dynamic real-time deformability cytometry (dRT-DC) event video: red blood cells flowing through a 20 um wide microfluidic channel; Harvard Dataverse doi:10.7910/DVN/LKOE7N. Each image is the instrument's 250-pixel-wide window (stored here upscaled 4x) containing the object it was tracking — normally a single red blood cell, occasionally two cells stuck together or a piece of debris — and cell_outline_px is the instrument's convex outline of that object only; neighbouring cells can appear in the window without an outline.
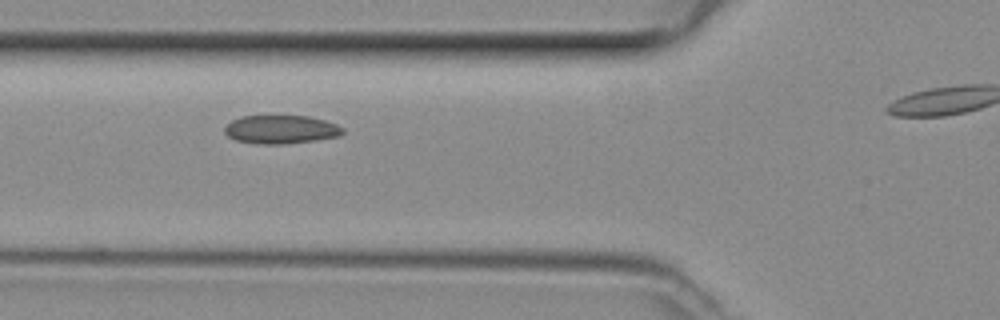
{"species": "common noctule bat (a hibernating species)", "species_latin": "Nyctalus noctula", "temperature_condition": "room temperature", "stored_images_in_passage": 26, "camera_frame_rate_fps": 3000, "um_per_image_px": 0.085, "animal": {"sex": "female", "body_mass_g": 29.2, "forearm_length_mm": 56.3}, "frame": {"image": 1, "passage_image": 4, "time_ms": 1.0, "image_size_px": [1000, 320], "cell_outline_px": [[344, 132], [340, 136], [316, 140], [284, 144], [260, 144], [236, 140], [228, 136], [224, 132], [224, 128], [232, 120], [240, 116], [308, 116], [324, 120], [336, 124], [344, 128]], "centroid_in_image_um": [23.89, 11.0], "position_along_channel_um": 101.9, "area_um2": 19.59}}
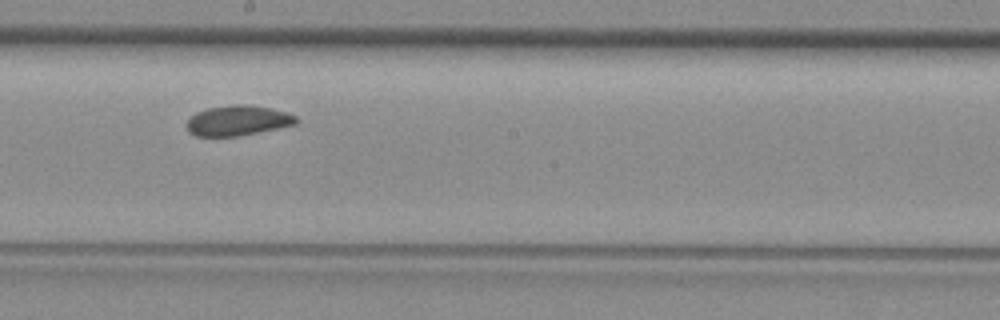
{"frame": {"image": 2, "passage_image": 13, "time_ms": 4.0, "image_size_px": [1000, 320], "cell_outline_px": [[300, 120], [296, 124], [240, 136], [196, 136], [188, 132], [188, 120], [196, 112], [208, 108], [272, 108], [296, 116]], "centroid_in_image_um": [20.22, 10.32], "position_along_channel_um": 228.0, "area_um2": 18.09}}
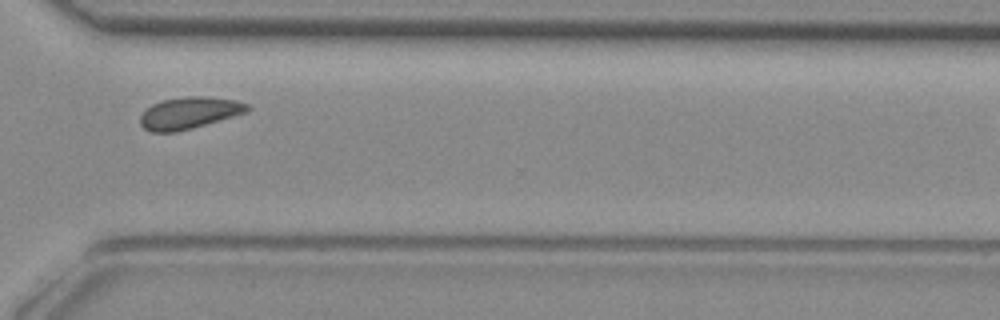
{"frame": {"image": 3, "passage_image": 22, "time_ms": 7.0, "image_size_px": [1000, 320], "cell_outline_px": [[252, 108], [248, 112], [176, 132], [152, 132], [144, 128], [140, 124], [140, 116], [152, 104], [164, 100], [188, 96], [204, 96], [236, 100], [248, 104]], "centroid_in_image_um": [16.11, 9.59], "position_along_channel_um": 354.5, "area_um2": 19.65}}